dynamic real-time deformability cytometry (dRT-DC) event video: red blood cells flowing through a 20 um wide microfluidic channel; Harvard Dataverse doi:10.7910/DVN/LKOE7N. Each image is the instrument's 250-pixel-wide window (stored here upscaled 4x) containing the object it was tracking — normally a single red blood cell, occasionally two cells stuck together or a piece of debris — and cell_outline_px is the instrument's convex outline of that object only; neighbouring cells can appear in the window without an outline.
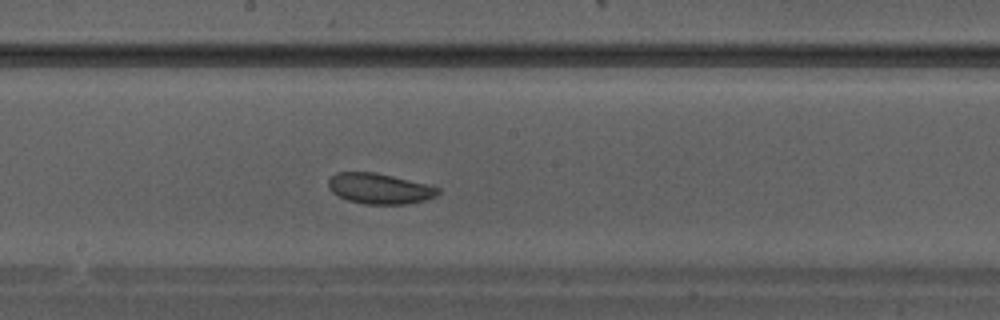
{"species": "Egyptian fruit bat (a non-hibernating species)", "species_latin": "Rousettus aegyptiacus", "temperature_condition": "warm", "stored_images_in_passage": 31, "camera_frame_rate_fps": 3000, "um_per_image_px": 0.085, "animal": {"sex": "male"}, "frame": {"image": 1, "passage_image": 14, "time_ms": 4.333, "image_size_px": [1000, 320], "cell_outline_px": [[440, 192], [436, 196], [424, 200], [404, 204], [364, 204], [348, 200], [332, 192], [328, 188], [328, 180], [336, 172], [376, 172], [440, 188]], "centroid_in_image_um": [32.22, 16.03], "position_along_channel_um": 216.0, "area_um2": 19.31}}